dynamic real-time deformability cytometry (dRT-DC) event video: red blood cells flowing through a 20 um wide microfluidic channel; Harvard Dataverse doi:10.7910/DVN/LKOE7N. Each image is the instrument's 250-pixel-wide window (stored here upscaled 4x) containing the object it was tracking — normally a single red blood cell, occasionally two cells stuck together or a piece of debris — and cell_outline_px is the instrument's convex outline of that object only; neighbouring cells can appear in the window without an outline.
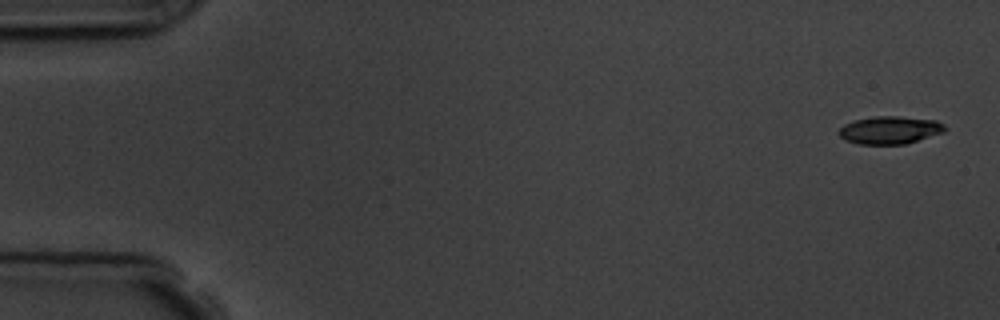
{"species": "common noctule bat (a hibernating species)", "species_latin": "Nyctalus noctula", "temperature_condition": "room temperature", "stored_images_in_passage": 4, "camera_frame_rate_fps": 3000, "um_per_image_px": 0.085, "animal": {"sex": "male", "body_mass_g": 19.5, "forearm_length_mm": 54.6}, "frame": {"image": 1, "passage_image": 1, "time_ms": 0.0, "image_size_px": [1000, 320], "cell_outline_px": [[948, 128], [944, 132], [904, 144], [860, 144], [844, 140], [836, 132], [844, 124], [856, 120], [876, 116], [900, 116], [936, 120], [944, 124]], "centroid_in_image_um": [75.64, 11.05], "position_along_channel_um": 9.4, "area_um2": 17.17}}